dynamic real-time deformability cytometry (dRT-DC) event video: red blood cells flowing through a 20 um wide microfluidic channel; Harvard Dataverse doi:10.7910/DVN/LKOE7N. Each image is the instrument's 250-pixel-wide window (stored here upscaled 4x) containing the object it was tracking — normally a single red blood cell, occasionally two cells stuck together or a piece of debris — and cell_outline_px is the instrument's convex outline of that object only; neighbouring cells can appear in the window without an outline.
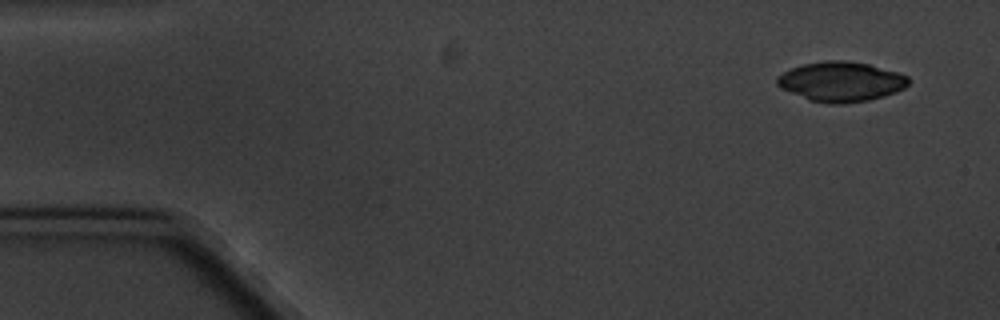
{"species": "common noctule bat (a hibernating species)", "species_latin": "Nyctalus noctula", "temperature_condition": "cold", "stored_images_in_passage": 5, "camera_frame_rate_fps": 3000, "um_per_image_px": 0.085, "animal": {"sex": "male", "body_mass_g": 20.1, "forearm_length_mm": 53.5}, "frame": {"image": 1, "passage_image": 1, "time_ms": 0.0, "image_size_px": [1000, 320], "cell_outline_px": [[908, 84], [904, 88], [896, 92], [884, 96], [868, 100], [844, 104], [828, 104], [808, 100], [780, 88], [776, 84], [776, 76], [792, 68], [804, 64], [824, 60], [844, 60], [868, 64], [896, 72], [908, 76]], "centroid_in_image_um": [71.45, 6.95], "position_along_channel_um": 13.5, "area_um2": 30.52}}